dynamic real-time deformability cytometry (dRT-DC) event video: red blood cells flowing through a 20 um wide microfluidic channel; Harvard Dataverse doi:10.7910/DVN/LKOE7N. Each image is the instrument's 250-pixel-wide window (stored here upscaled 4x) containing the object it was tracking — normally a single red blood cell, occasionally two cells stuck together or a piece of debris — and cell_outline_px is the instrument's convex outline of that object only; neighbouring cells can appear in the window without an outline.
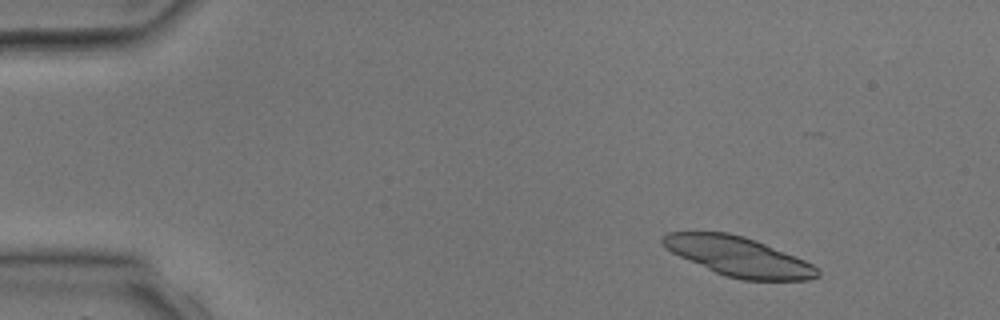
{"species": "common noctule bat (a hibernating species)", "species_latin": "Nyctalus noctula", "temperature_condition": "room temperature", "stored_images_in_passage": 3, "camera_frame_rate_fps": 3000, "um_per_image_px": 0.085, "animal": {"sex": "male", "body_mass_g": 17.9, "forearm_length_mm": 54.2}, "frame": {"image": 1, "passage_image": 1, "time_ms": 0.0, "image_size_px": [1000, 320], "cell_outline_px": [[820, 276], [808, 280], [744, 280], [724, 276], [680, 256], [672, 252], [660, 240], [668, 232], [728, 232], [744, 236], [756, 240], [804, 260], [820, 268]], "centroid_in_image_um": [62.82, 21.81], "position_along_channel_um": 22.2, "area_um2": 35.2}}